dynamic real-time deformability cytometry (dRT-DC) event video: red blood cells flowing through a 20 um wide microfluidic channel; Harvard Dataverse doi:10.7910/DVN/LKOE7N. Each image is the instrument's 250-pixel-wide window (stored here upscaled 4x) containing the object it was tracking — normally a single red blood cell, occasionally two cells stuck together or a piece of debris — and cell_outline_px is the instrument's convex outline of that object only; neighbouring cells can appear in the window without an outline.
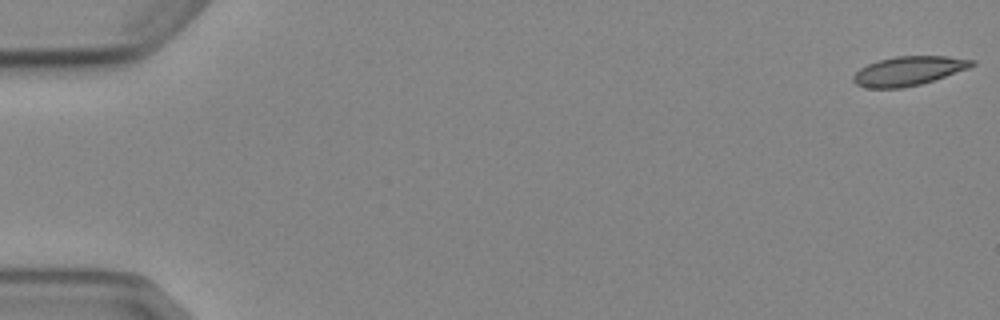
{"species": "Egyptian fruit bat (a non-hibernating species)", "species_latin": "Rousettus aegyptiacus", "temperature_condition": "cold", "stored_images_in_passage": 6, "camera_frame_rate_fps": 3000, "um_per_image_px": 0.085, "animal": {"sex": "female"}, "frame": {"image": 1, "passage_image": 1, "time_ms": 0.0, "image_size_px": [1000, 320], "cell_outline_px": [[976, 64], [968, 68], [920, 84], [904, 88], [868, 88], [856, 84], [852, 80], [852, 76], [860, 68], [868, 64], [880, 60], [896, 56], [948, 56], [976, 60]], "centroid_in_image_um": [77.21, 6.02], "position_along_channel_um": 7.8, "area_um2": 20.0}}